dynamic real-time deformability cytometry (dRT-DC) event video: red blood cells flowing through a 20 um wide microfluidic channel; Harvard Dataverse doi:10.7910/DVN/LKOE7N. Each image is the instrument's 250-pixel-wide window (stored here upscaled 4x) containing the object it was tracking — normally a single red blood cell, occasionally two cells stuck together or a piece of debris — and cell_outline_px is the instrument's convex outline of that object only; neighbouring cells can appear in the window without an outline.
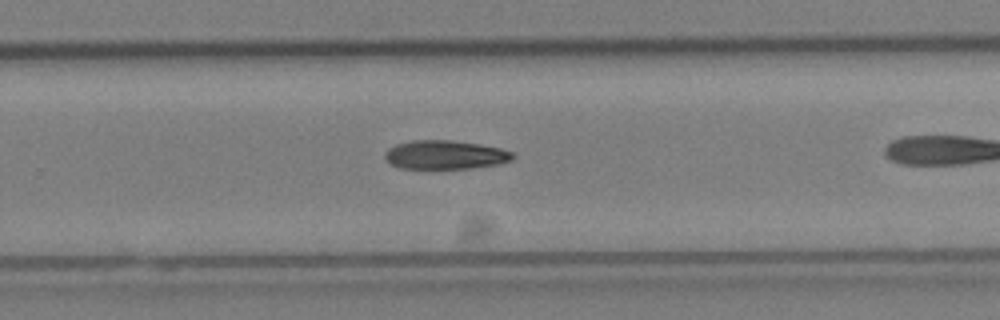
{"species": "Egyptian fruit bat (a non-hibernating species)", "species_latin": "Rousettus aegyptiacus", "temperature_condition": "cold", "stored_images_in_passage": 19, "camera_frame_rate_fps": 3000, "um_per_image_px": 0.085, "animal": {"sex": "female"}, "frame": {"image": 1, "passage_image": 14, "time_ms": 4.333, "image_size_px": [1000, 320], "cell_outline_px": [[516, 156], [512, 160], [500, 164], [468, 168], [400, 168], [384, 160], [384, 152], [388, 148], [396, 144], [412, 140], [448, 140], [480, 144], [500, 148], [512, 152]], "centroid_in_image_um": [37.83, 13.15], "position_along_channel_um": 292.0, "area_um2": 21.5}}